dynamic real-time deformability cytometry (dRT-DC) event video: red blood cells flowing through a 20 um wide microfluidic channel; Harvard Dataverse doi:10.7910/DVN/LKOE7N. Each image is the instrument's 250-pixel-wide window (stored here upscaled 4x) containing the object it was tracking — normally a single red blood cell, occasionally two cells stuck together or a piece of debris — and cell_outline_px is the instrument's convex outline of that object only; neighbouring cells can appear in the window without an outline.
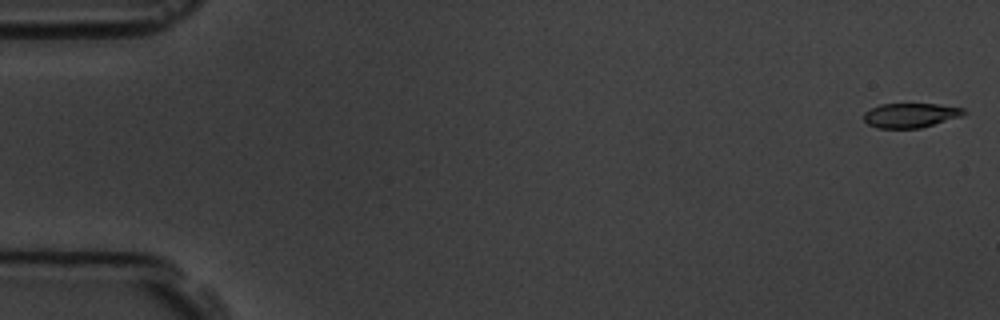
{"species": "common noctule bat (a hibernating species)", "species_latin": "Nyctalus noctula", "temperature_condition": "room temperature", "stored_images_in_passage": 9, "camera_frame_rate_fps": 3000, "um_per_image_px": 0.085, "animal": {"sex": "male", "body_mass_g": 19.5, "forearm_length_mm": 54.6}, "frame": {"image": 1, "passage_image": 1, "time_ms": 0.0, "image_size_px": [1000, 320], "cell_outline_px": [[968, 112], [960, 116], [920, 128], [876, 128], [868, 124], [864, 120], [864, 112], [880, 104], [936, 104], [964, 108]], "centroid_in_image_um": [77.37, 9.8], "position_along_channel_um": 7.6, "area_um2": 14.16}}
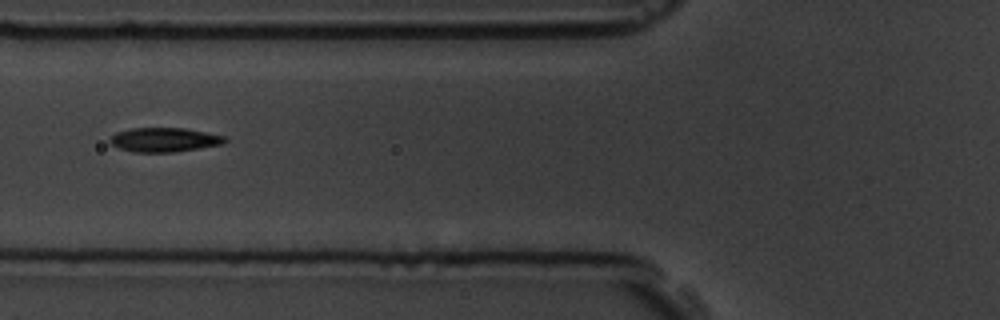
{"frame": {"image": 2, "passage_image": 7, "time_ms": 7.0, "image_size_px": [1000, 320], "cell_outline_px": [[228, 140], [224, 144], [200, 148], [172, 152], [132, 152], [116, 148], [108, 140], [116, 132], [132, 128], [184, 128], [224, 136]], "centroid_in_image_um": [13.94, 11.89], "position_along_channel_um": 111.9, "area_um2": 16.24}}
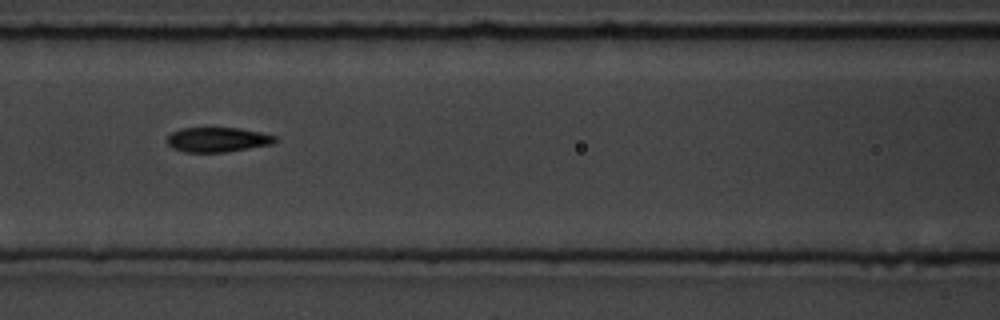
{"frame": {"image": 3, "passage_image": 8, "time_ms": 8.0, "image_size_px": [1000, 320], "cell_outline_px": [[276, 140], [272, 144], [228, 152], [184, 152], [172, 148], [168, 144], [168, 136], [172, 132], [180, 128], [240, 128], [260, 132], [276, 136]], "centroid_in_image_um": [18.49, 11.87], "position_along_channel_um": 148.1, "area_um2": 15.55}}